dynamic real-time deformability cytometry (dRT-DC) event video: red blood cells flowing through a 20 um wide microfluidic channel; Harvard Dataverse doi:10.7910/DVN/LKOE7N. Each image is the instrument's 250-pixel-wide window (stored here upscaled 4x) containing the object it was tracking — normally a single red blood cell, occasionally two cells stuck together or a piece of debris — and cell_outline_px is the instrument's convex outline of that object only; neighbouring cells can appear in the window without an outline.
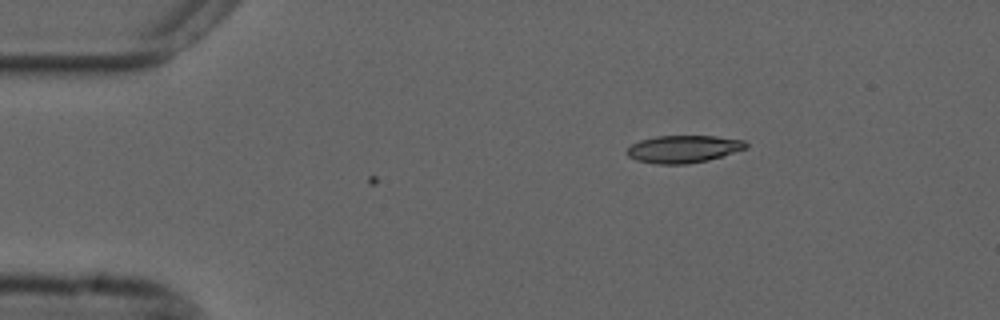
{"species": "common noctule bat (a hibernating species)", "species_latin": "Nyctalus noctula", "temperature_condition": "cold", "stored_images_in_passage": 7, "camera_frame_rate_fps": 3000, "um_per_image_px": 0.085, "animal": {"sex": "male", "forearm_length_mm": 52.5}, "frame": {"image": 1, "passage_image": 7, "time_ms": 2.0, "image_size_px": [1000, 320], "cell_outline_px": [[748, 148], [708, 160], [688, 164], [656, 164], [636, 160], [628, 156], [624, 152], [632, 144], [640, 140], [656, 136], [716, 136], [744, 140], [748, 144]], "centroid_in_image_um": [58.08, 12.67], "position_along_channel_um": 26.9, "area_um2": 19.13}}